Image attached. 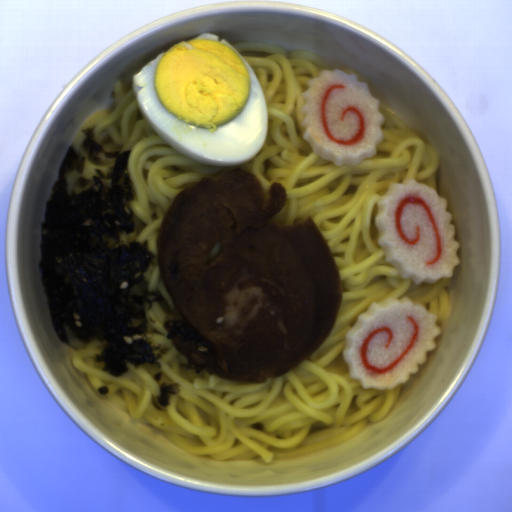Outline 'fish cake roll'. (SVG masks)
Masks as SVG:
<instances>
[{
  "instance_id": "fish-cake-roll-1",
  "label": "fish cake roll",
  "mask_w": 512,
  "mask_h": 512,
  "mask_svg": "<svg viewBox=\"0 0 512 512\" xmlns=\"http://www.w3.org/2000/svg\"><path fill=\"white\" fill-rule=\"evenodd\" d=\"M447 206V198L415 179L391 183L378 201L377 243L386 261L417 286L452 278L461 263L457 257L461 243Z\"/></svg>"
},
{
  "instance_id": "fish-cake-roll-3",
  "label": "fish cake roll",
  "mask_w": 512,
  "mask_h": 512,
  "mask_svg": "<svg viewBox=\"0 0 512 512\" xmlns=\"http://www.w3.org/2000/svg\"><path fill=\"white\" fill-rule=\"evenodd\" d=\"M299 108L302 136L333 166H356L377 154L384 115L369 83L355 73L322 70L309 80Z\"/></svg>"
},
{
  "instance_id": "fish-cake-roll-2",
  "label": "fish cake roll",
  "mask_w": 512,
  "mask_h": 512,
  "mask_svg": "<svg viewBox=\"0 0 512 512\" xmlns=\"http://www.w3.org/2000/svg\"><path fill=\"white\" fill-rule=\"evenodd\" d=\"M410 297L372 302L344 337L342 356L364 389L391 390L418 373L443 329Z\"/></svg>"
}]
</instances>
